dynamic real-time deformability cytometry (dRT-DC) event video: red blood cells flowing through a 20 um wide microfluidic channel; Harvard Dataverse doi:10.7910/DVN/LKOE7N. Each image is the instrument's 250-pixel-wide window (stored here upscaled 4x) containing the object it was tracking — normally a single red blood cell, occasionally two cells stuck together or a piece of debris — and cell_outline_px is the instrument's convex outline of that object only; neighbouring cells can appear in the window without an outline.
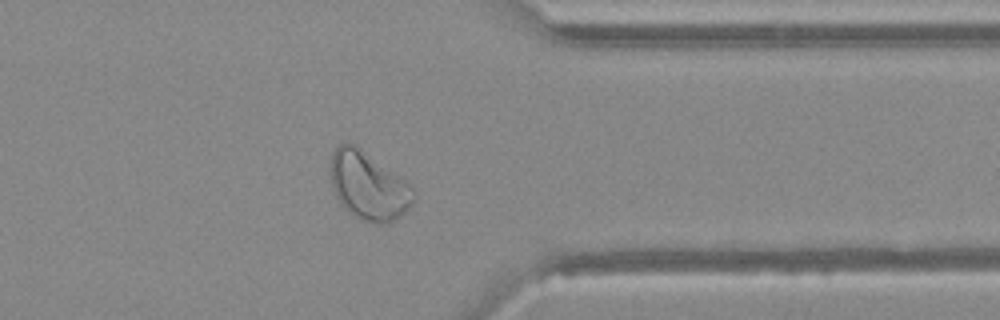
{"species": "Egyptian fruit bat (a non-hibernating species)", "species_latin": "Rousettus aegyptiacus", "temperature_condition": "warm", "stored_images_in_passage": 35, "camera_frame_rate_fps": 3000, "um_per_image_px": 0.085, "animal": {"sex": "female"}, "frame": {"image": 1, "passage_image": 24, "time_ms": 7.667, "image_size_px": [1000, 320], "cell_outline_px": [[416, 196], [412, 204], [400, 216], [388, 224], [376, 224], [364, 220], [348, 212], [340, 204], [332, 188], [328, 172], [332, 152], [340, 144], [356, 144], [404, 180], [416, 192]], "centroid_in_image_um": [31.28, 15.8], "position_along_channel_um": 380.1, "area_um2": 33.06}}
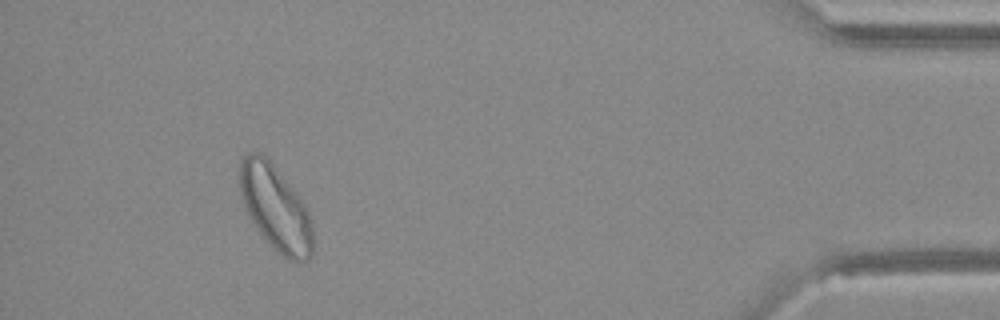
{"frame": {"image": 2, "passage_image": 30, "time_ms": 9.667, "image_size_px": [1000, 320], "cell_outline_px": [[312, 256], [308, 260], [292, 260], [284, 256], [260, 232], [248, 216], [240, 196], [240, 160], [248, 152], [260, 152], [272, 164], [300, 196], [308, 212], [312, 224]], "centroid_in_image_um": [23.41, 17.63], "position_along_channel_um": 411.8, "area_um2": 35.66}}